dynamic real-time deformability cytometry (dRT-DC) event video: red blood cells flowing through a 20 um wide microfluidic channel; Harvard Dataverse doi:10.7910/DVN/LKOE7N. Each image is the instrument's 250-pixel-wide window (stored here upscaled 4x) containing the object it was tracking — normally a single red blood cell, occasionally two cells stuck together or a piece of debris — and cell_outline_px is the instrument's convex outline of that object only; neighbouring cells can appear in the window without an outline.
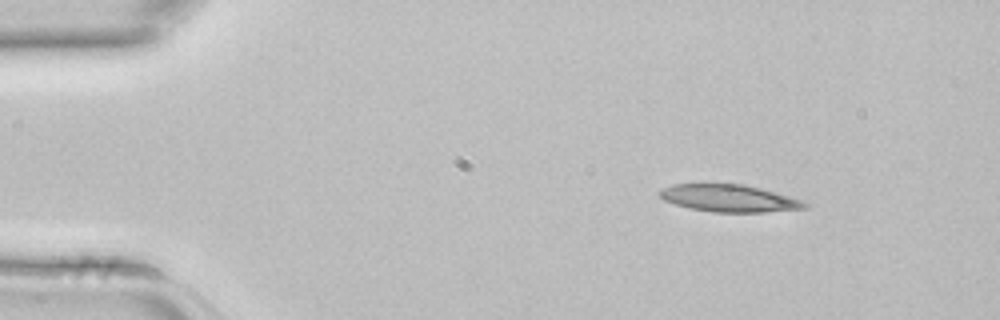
{"species": "common noctule bat (a hibernating species)", "species_latin": "Nyctalus noctula", "temperature_condition": "room temperature", "stored_images_in_passage": 3, "camera_frame_rate_fps": 3000, "um_per_image_px": 0.085, "animal": {"sex": "female", "body_mass_g": 22.7, "forearm_length_mm": 54.2}, "frame": {"image": 1, "passage_image": 1, "time_ms": 0.0, "image_size_px": [1000, 320], "cell_outline_px": [[808, 208], [764, 212], [712, 212], [688, 208], [664, 200], [656, 192], [660, 188], [672, 184], [744, 184], [760, 188], [800, 200], [808, 204]], "centroid_in_image_um": [61.9, 16.85], "position_along_channel_um": 23.1, "area_um2": 22.95}}
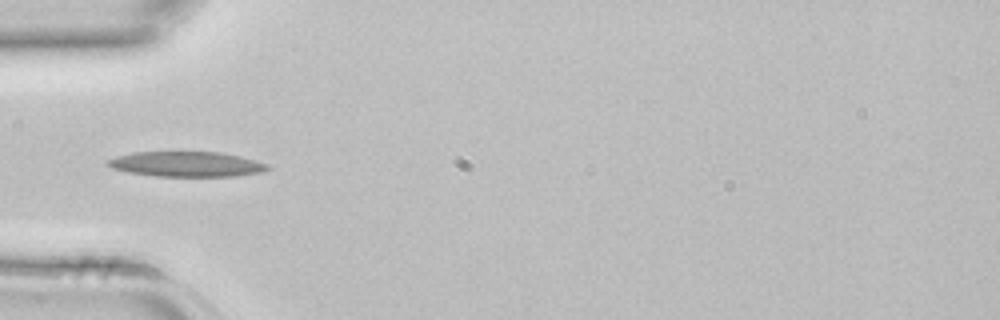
{"frame": {"image": 2, "passage_image": 3, "time_ms": 0.667, "image_size_px": [1000, 320], "cell_outline_px": [[272, 168], [264, 172], [236, 176], [156, 176], [128, 172], [112, 168], [104, 164], [104, 160], [116, 156], [132, 152], [220, 152], [240, 156], [256, 160], [268, 164]], "centroid_in_image_um": [15.85, 13.95], "position_along_channel_um": 69.2, "area_um2": 23.7}}